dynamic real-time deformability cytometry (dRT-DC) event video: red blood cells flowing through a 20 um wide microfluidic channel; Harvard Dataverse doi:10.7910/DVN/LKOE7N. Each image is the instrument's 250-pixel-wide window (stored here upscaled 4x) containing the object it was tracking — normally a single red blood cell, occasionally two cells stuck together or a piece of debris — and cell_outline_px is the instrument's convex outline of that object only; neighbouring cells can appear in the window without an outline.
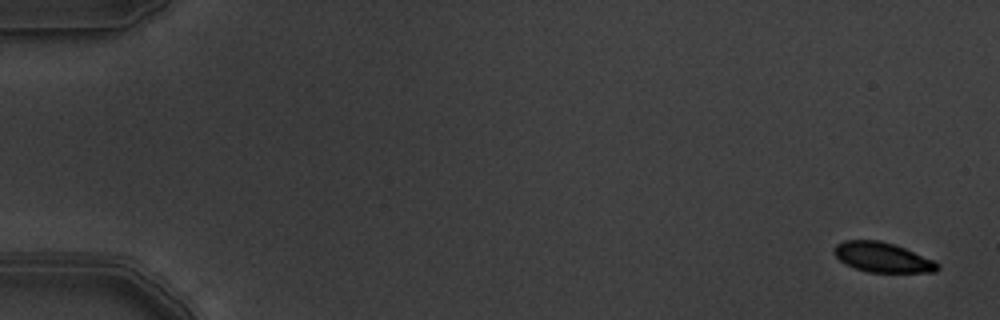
{"species": "common noctule bat (a hibernating species)", "species_latin": "Nyctalus noctula", "temperature_condition": "warm", "stored_images_in_passage": 5, "camera_frame_rate_fps": 3000, "um_per_image_px": 0.085, "animal": {"sex": "male", "body_mass_g": 19.5, "forearm_length_mm": 54.6}, "frame": {"image": 1, "passage_image": 1, "time_ms": 0.0, "image_size_px": [1000, 320], "cell_outline_px": [[940, 268], [936, 272], [868, 272], [856, 268], [840, 260], [836, 256], [832, 248], [836, 244], [844, 240], [880, 240], [904, 248], [936, 260], [940, 264]], "centroid_in_image_um": [75.05, 21.87], "position_along_channel_um": 10.0, "area_um2": 17.98}}